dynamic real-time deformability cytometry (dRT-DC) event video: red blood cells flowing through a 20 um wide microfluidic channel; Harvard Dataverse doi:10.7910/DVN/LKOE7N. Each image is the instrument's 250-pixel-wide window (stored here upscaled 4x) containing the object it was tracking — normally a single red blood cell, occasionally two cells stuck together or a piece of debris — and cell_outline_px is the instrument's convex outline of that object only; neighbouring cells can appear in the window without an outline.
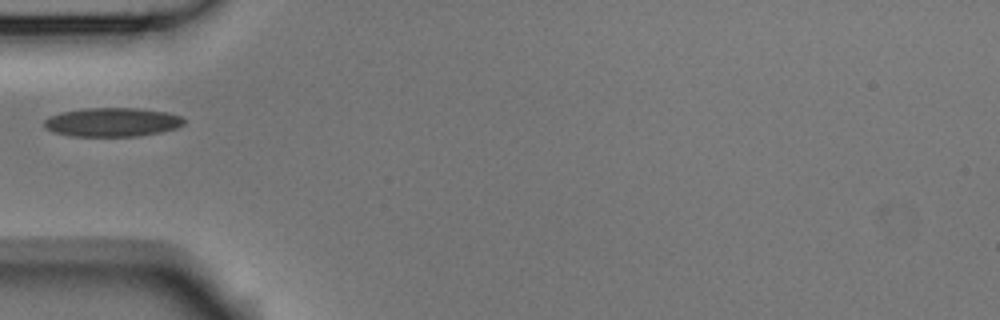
{"species": "Egyptian fruit bat (a non-hibernating species)", "species_latin": "Rousettus aegyptiacus", "temperature_condition": "room temperature", "stored_images_in_passage": 37, "camera_frame_rate_fps": 3000, "um_per_image_px": 0.085, "animal": {"sex": "male"}, "frame": {"image": 1, "passage_image": 1, "time_ms": 0.0, "image_size_px": [1000, 320], "cell_outline_px": [[184, 124], [176, 128], [160, 132], [136, 136], [72, 136], [56, 132], [44, 128], [44, 120], [48, 116], [60, 112], [84, 108], [140, 108], [168, 112], [180, 116], [184, 120]], "centroid_in_image_um": [9.52, 10.37], "position_along_channel_um": 75.5, "area_um2": 23.58}}
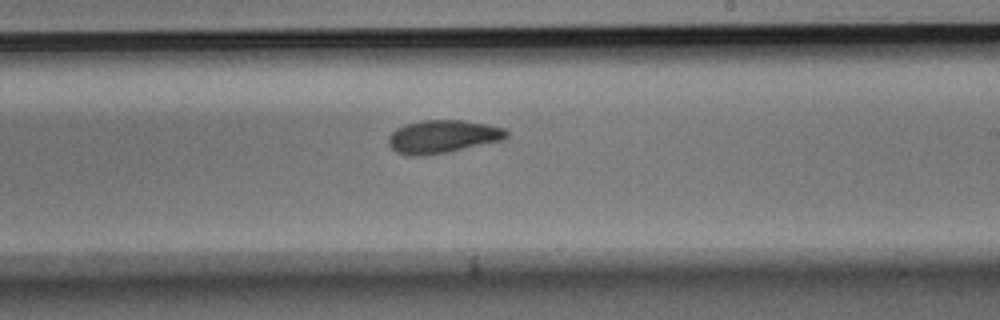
{"frame": {"image": 2, "passage_image": 15, "time_ms": 4.667, "image_size_px": [1000, 320], "cell_outline_px": [[508, 136], [504, 140], [448, 152], [424, 156], [412, 156], [396, 152], [388, 144], [388, 136], [396, 128], [404, 124], [420, 120], [460, 120], [488, 124], [504, 128], [508, 132]], "centroid_in_image_um": [37.62, 11.61], "position_along_channel_um": 251.4, "area_um2": 22.95}}
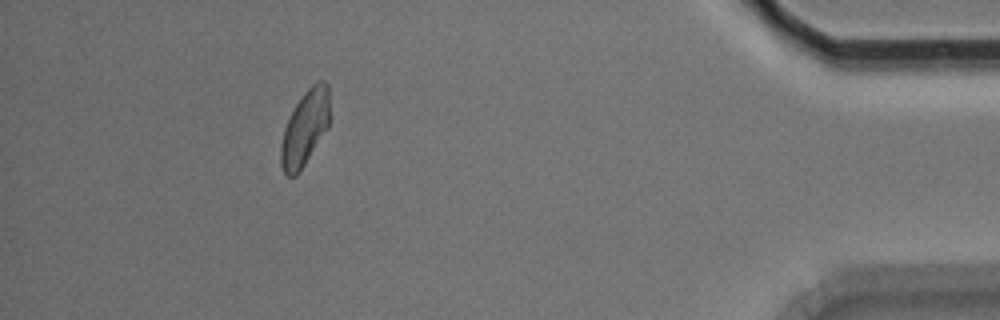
{"frame": {"image": 3, "passage_image": 32, "time_ms": 10.333, "image_size_px": [1000, 320], "cell_outline_px": [[328, 128], [296, 176], [288, 176], [284, 172], [280, 164], [280, 144], [284, 128], [296, 104], [304, 92], [312, 84], [320, 80], [324, 80], [328, 84]], "centroid_in_image_um": [25.9, 10.89], "position_along_channel_um": 409.3, "area_um2": 21.04}}